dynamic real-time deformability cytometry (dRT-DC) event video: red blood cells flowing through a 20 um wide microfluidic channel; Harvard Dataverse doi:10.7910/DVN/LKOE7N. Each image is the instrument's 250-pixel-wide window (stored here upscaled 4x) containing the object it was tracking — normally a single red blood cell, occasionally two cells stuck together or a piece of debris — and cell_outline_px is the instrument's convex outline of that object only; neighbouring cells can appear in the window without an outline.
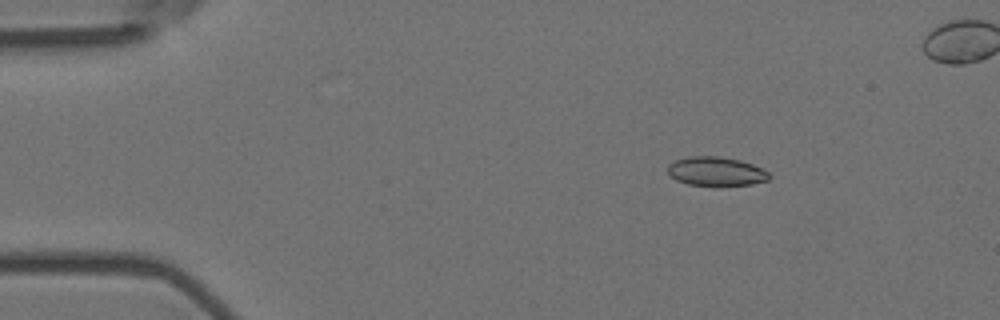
{"species": "Egyptian fruit bat (a non-hibernating species)", "species_latin": "Rousettus aegyptiacus", "temperature_condition": "room temperature", "stored_images_in_passage": 6, "camera_frame_rate_fps": 3000, "um_per_image_px": 0.085, "animal": {"sex": "female"}, "frame": {"image": 1, "passage_image": 3, "time_ms": 0.667, "image_size_px": [1000, 320], "cell_outline_px": [[772, 176], [768, 180], [752, 184], [688, 184], [676, 180], [668, 172], [668, 164], [676, 160], [688, 156], [720, 156], [740, 160], [752, 164], [768, 172]], "centroid_in_image_um": [60.87, 14.54], "position_along_channel_um": 24.1, "area_um2": 16.76}}